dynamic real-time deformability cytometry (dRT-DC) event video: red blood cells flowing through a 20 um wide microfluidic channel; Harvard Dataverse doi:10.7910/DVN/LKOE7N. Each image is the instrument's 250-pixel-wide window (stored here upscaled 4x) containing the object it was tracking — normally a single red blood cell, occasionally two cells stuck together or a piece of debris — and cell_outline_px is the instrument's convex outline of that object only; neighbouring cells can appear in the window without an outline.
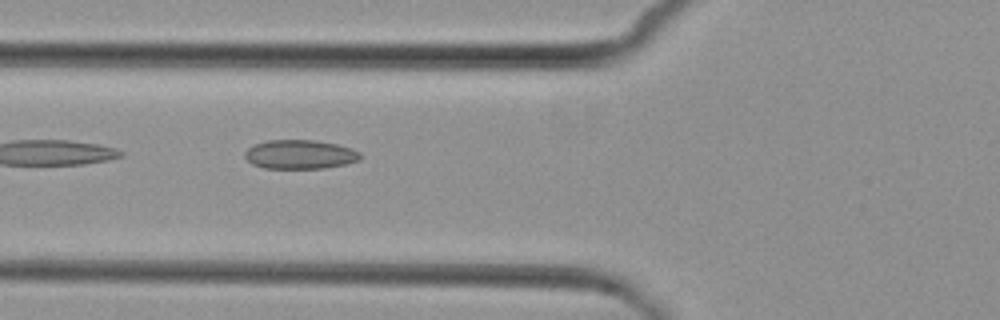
{"species": "common noctule bat (a hibernating species)", "species_latin": "Nyctalus noctula", "temperature_condition": "cold", "stored_images_in_passage": 6, "camera_frame_rate_fps": 3000, "um_per_image_px": 0.085, "animal": {"sex": "female", "body_mass_g": 29.2, "forearm_length_mm": 56.3}, "frame": {"image": 1, "passage_image": 6, "time_ms": 6.0, "image_size_px": [1000, 320], "cell_outline_px": [[360, 160], [348, 164], [324, 168], [264, 168], [252, 164], [244, 156], [244, 152], [248, 148], [256, 144], [268, 140], [316, 140], [336, 144], [352, 148], [360, 152]], "centroid_in_image_um": [25.52, 13.13], "position_along_channel_um": 100.3, "area_um2": 19.59}}